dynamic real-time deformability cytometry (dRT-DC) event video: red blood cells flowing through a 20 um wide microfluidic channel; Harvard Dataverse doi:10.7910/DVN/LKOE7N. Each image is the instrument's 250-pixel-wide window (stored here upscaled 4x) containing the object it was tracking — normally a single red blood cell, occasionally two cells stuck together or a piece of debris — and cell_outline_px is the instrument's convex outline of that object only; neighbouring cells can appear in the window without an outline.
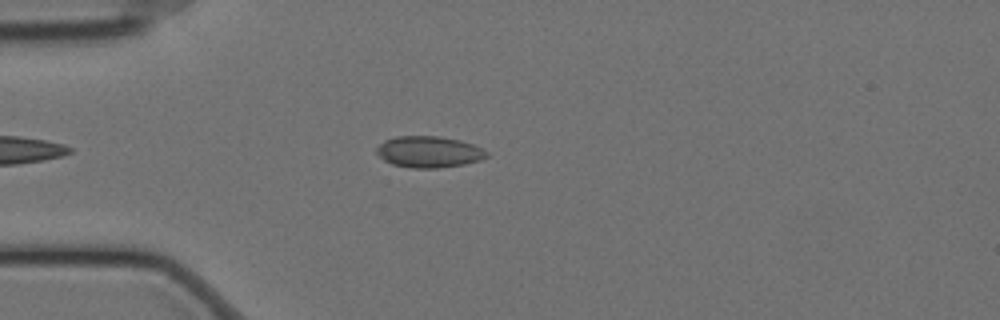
{"species": "Egyptian fruit bat (a non-hibernating species)", "species_latin": "Rousettus aegyptiacus", "temperature_condition": "cold", "stored_images_in_passage": 50, "camera_frame_rate_fps": 3000, "um_per_image_px": 0.085, "animal": {"sex": "female"}, "frame": {"image": 1, "passage_image": 8, "time_ms": 2.333, "image_size_px": [1000, 320], "cell_outline_px": [[488, 156], [480, 160], [464, 164], [436, 168], [412, 168], [392, 164], [384, 160], [376, 152], [376, 148], [384, 140], [396, 136], [440, 136], [460, 140], [472, 144], [488, 152]], "centroid_in_image_um": [36.44, 12.9], "position_along_channel_um": 48.6, "area_um2": 20.06}}
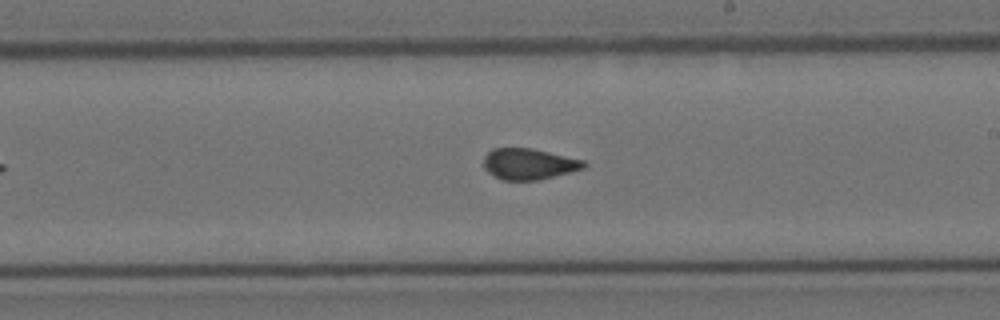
{"frame": {"image": 2, "passage_image": 26, "time_ms": 8.333, "image_size_px": [1000, 320], "cell_outline_px": [[588, 164], [584, 168], [540, 180], [504, 180], [488, 172], [484, 168], [484, 156], [492, 148], [532, 148], [584, 160]], "centroid_in_image_um": [44.96, 13.93], "position_along_channel_um": 244.0, "area_um2": 18.09}}
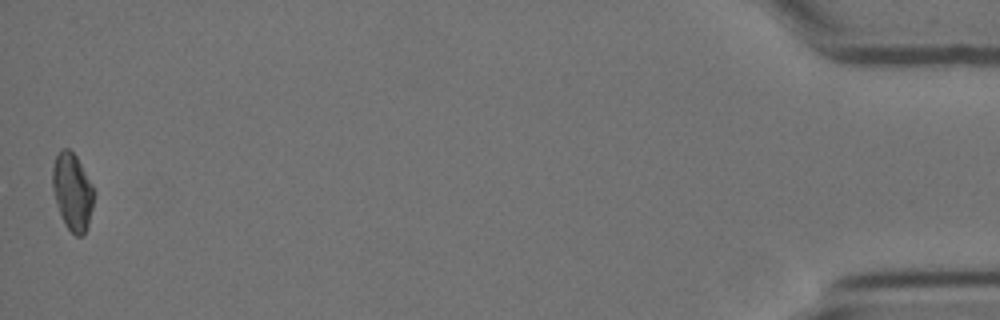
{"frame": {"image": 3, "passage_image": 50, "time_ms": 16.333, "image_size_px": [1000, 320], "cell_outline_px": [[92, 208], [88, 224], [84, 236], [76, 236], [64, 224], [56, 204], [52, 188], [52, 168], [56, 156], [60, 148], [68, 148], [76, 156], [92, 184]], "centroid_in_image_um": [6.12, 16.29], "position_along_channel_um": 429.1, "area_um2": 18.44}}